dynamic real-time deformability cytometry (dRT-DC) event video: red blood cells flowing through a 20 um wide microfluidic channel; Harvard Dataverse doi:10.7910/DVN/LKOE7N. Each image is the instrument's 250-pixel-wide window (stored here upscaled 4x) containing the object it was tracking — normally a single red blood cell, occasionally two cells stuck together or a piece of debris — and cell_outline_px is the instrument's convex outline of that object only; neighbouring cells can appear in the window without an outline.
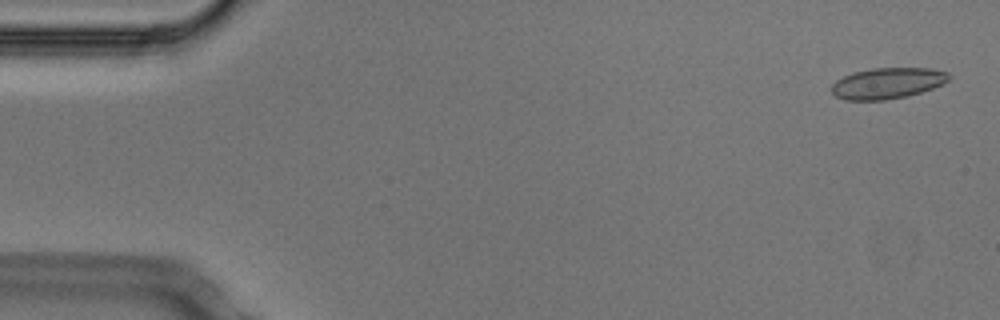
{"species": "Egyptian fruit bat (a non-hibernating species)", "species_latin": "Rousettus aegyptiacus", "temperature_condition": "cold", "stored_images_in_passage": 53, "camera_frame_rate_fps": 3000, "um_per_image_px": 0.085, "animal": {"sex": "male"}, "frame": {"image": 1, "passage_image": 2, "time_ms": 0.333, "image_size_px": [1000, 320], "cell_outline_px": [[952, 76], [944, 84], [908, 96], [884, 100], [844, 100], [836, 96], [832, 92], [832, 84], [836, 80], [852, 72], [872, 68], [932, 68], [948, 72]], "centroid_in_image_um": [75.45, 7.07], "position_along_channel_um": 9.5, "area_um2": 21.33}}
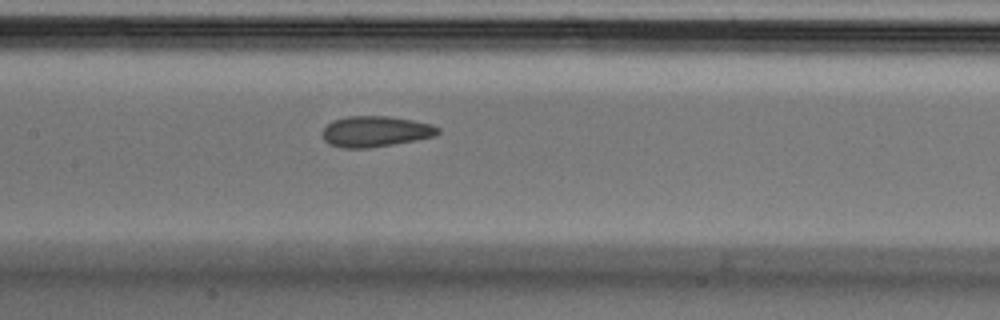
{"frame": {"image": 2, "passage_image": 25, "time_ms": 8.0, "image_size_px": [1000, 320], "cell_outline_px": [[440, 132], [436, 136], [416, 140], [372, 148], [340, 148], [328, 144], [324, 140], [324, 128], [332, 120], [348, 116], [388, 116], [412, 120], [432, 124], [440, 128]], "centroid_in_image_um": [31.93, 11.18], "position_along_channel_um": 175.5, "area_um2": 20.87}}
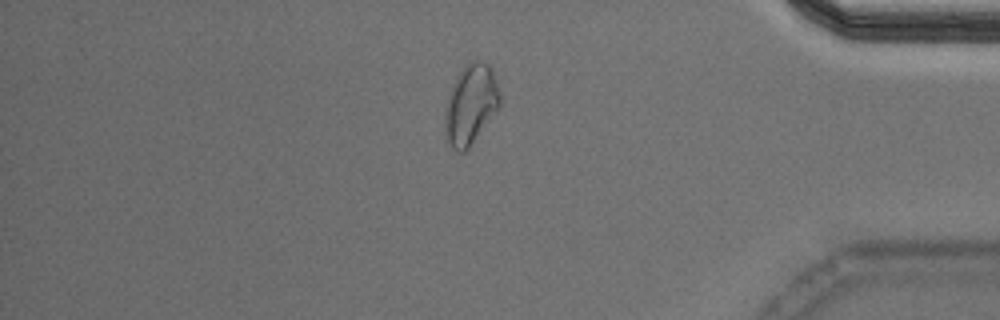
{"frame": {"image": 3, "passage_image": 45, "time_ms": 14.667, "image_size_px": [1000, 320], "cell_outline_px": [[500, 108], [468, 148], [464, 152], [456, 152], [452, 148], [448, 140], [444, 116], [452, 84], [456, 76], [464, 64], [468, 60], [484, 60], [492, 68], [500, 92]], "centroid_in_image_um": [40.04, 8.82], "position_along_channel_um": 395.2, "area_um2": 25.72}, "authors_computed_cell_mechanics": {"area_um2": 21.2704, "velocity_mm_per_s": 3.7484, "shape_relaxation_time_tau1_ms": null, "shape_relaxation_time_tau2_ms": 1.8328, "deformation_change_tau1": null, "deformation_change_tau2": 0.0787}}